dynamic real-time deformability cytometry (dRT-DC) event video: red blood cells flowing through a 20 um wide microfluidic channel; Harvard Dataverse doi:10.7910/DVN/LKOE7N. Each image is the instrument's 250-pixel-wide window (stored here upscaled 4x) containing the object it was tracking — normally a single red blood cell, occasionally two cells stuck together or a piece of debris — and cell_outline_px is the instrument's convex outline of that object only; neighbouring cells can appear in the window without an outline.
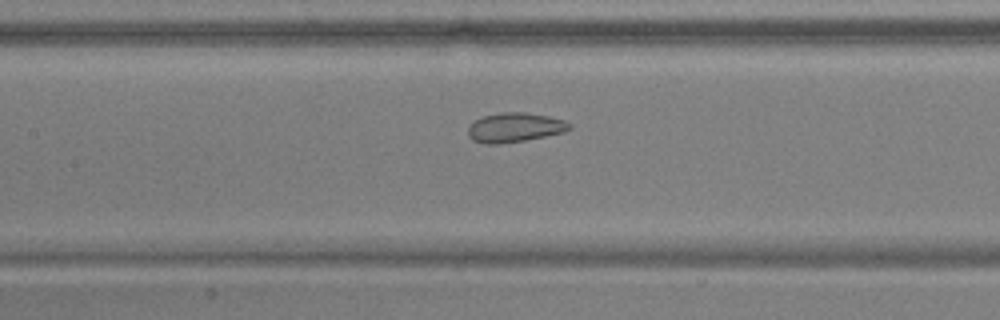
{"species": "common noctule bat (a hibernating species)", "species_latin": "Nyctalus noctula", "temperature_condition": "warm", "stored_images_in_passage": 52, "camera_frame_rate_fps": 3000, "um_per_image_px": 0.085, "animal": {"sex": "male", "body_mass_g": 17.9, "forearm_length_mm": 54.2}, "frame": {"image": 1, "passage_image": 24, "time_ms": 7.667, "image_size_px": [1000, 320], "cell_outline_px": [[572, 128], [564, 132], [524, 140], [496, 144], [484, 144], [472, 140], [468, 136], [468, 124], [480, 116], [500, 112], [524, 112], [548, 116], [564, 120], [572, 124]], "centroid_in_image_um": [43.71, 10.82], "position_along_channel_um": 163.7, "area_um2": 17.57}}
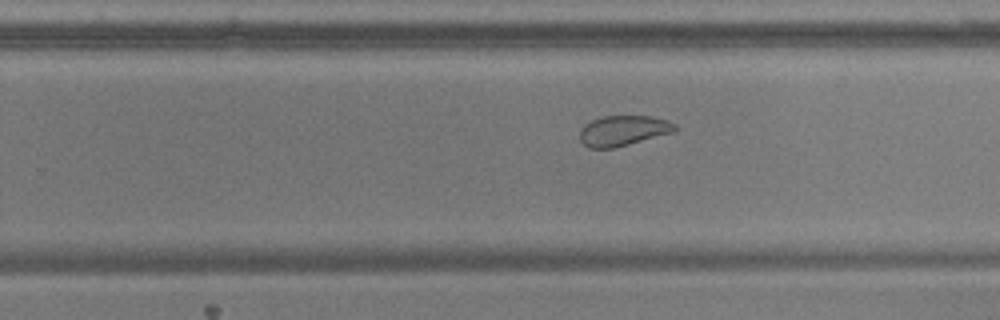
{"frame": {"image": 2, "passage_image": 33, "time_ms": 10.667, "image_size_px": [1000, 320], "cell_outline_px": [[676, 132], [612, 148], [588, 148], [580, 140], [580, 128], [584, 124], [592, 120], [604, 116], [652, 116], [668, 120], [676, 124]], "centroid_in_image_um": [52.98, 11.1], "position_along_channel_um": 276.8, "area_um2": 16.88}}
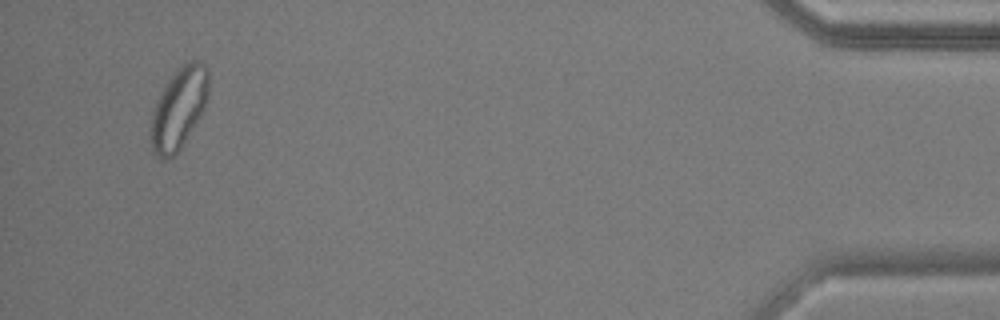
{"frame": {"image": 3, "passage_image": 50, "time_ms": 16.333, "image_size_px": [1000, 320], "cell_outline_px": [[208, 96], [204, 108], [200, 116], [176, 156], [168, 160], [164, 160], [156, 156], [152, 148], [152, 112], [156, 100], [168, 80], [176, 68], [188, 60], [200, 60], [208, 68]], "centroid_in_image_um": [15.21, 9.19], "position_along_channel_um": 420.0, "area_um2": 27.46}, "authors_computed_cell_mechanics": {"area_um2": 23.6691, "velocity_mm_per_s": 3.7866, "shape_relaxation_time_tau1_ms": null, "shape_relaxation_time_tau2_ms": 1.0953, "deformation_change_tau1": null, "deformation_change_tau2": 0.0734}}